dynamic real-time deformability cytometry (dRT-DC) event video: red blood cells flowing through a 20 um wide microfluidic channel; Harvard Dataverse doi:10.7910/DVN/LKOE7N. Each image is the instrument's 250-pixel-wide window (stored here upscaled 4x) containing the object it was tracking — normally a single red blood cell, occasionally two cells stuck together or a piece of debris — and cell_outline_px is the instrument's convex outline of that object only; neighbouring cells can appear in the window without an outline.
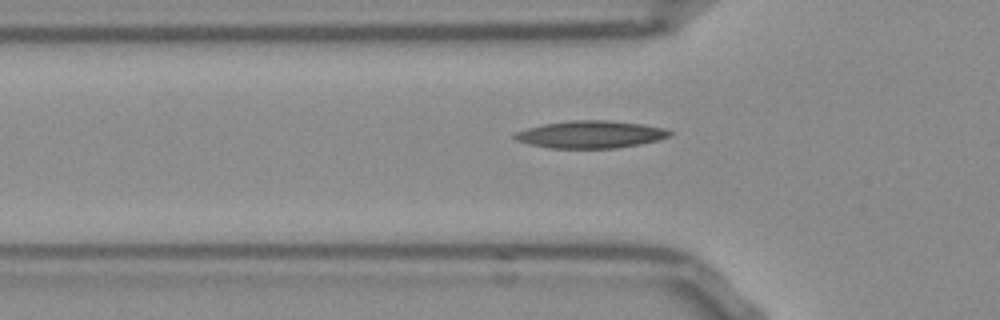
{"species": "Egyptian fruit bat (a non-hibernating species)", "species_latin": "Rousettus aegyptiacus", "temperature_condition": "room temperature", "stored_images_in_passage": 37, "camera_frame_rate_fps": 3000, "um_per_image_px": 0.085, "frame": {"image": 1, "passage_image": 6, "time_ms": 1.667, "image_size_px": [1000, 320], "cell_outline_px": [[672, 132], [668, 136], [656, 140], [640, 144], [616, 148], [548, 148], [528, 144], [516, 140], [512, 136], [512, 132], [544, 124], [568, 120], [608, 120], [644, 124], [664, 128]], "centroid_in_image_um": [50.14, 11.42], "position_along_channel_um": 75.7, "area_um2": 24.8}}
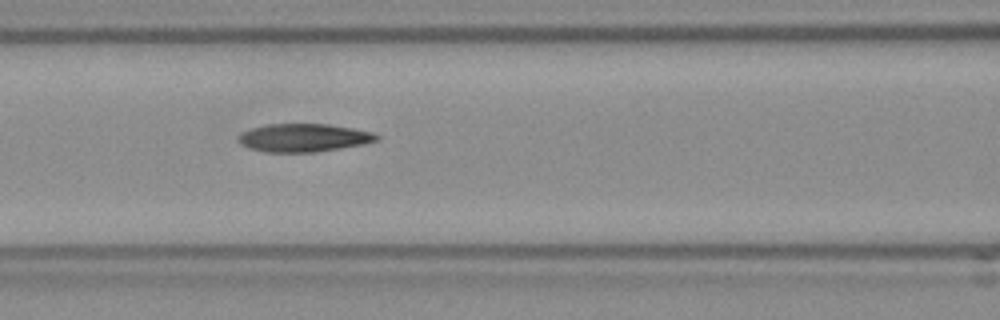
{"frame": {"image": 2, "passage_image": 11, "time_ms": 3.333, "image_size_px": [1000, 320], "cell_outline_px": [[380, 140], [364, 144], [316, 152], [268, 152], [252, 148], [240, 144], [236, 140], [236, 136], [240, 132], [252, 128], [268, 124], [328, 124], [352, 128], [372, 132], [380, 136]], "centroid_in_image_um": [25.8, 11.7], "position_along_channel_um": 140.8, "area_um2": 22.72}, "authors_computed_cell_mechanics": {"area_um2": 22.542, "velocity_mm_per_s": 3.8302, "shape_relaxation_time_tau1_ms": null, "shape_relaxation_time_tau2_ms": 3.7295, "deformation_change_tau1": null, "deformation_change_tau2": 0.133}}